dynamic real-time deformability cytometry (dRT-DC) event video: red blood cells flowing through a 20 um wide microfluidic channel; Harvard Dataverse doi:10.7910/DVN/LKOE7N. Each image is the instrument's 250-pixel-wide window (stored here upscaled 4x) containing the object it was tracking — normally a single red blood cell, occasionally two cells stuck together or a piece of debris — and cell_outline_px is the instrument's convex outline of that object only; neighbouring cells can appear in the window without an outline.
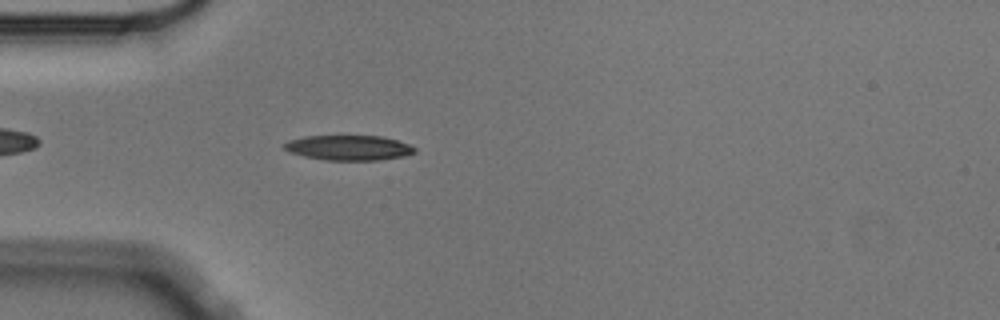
{"species": "Egyptian fruit bat (a non-hibernating species)", "species_latin": "Rousettus aegyptiacus", "temperature_condition": "cold", "stored_images_in_passage": 5, "camera_frame_rate_fps": 3000, "um_per_image_px": 0.085, "animal": {"sex": "male"}, "frame": {"image": 1, "passage_image": 5, "time_ms": 1.333, "image_size_px": [1000, 320], "cell_outline_px": [[416, 152], [404, 156], [380, 160], [324, 160], [304, 156], [288, 152], [284, 148], [284, 144], [288, 140], [304, 136], [380, 136], [396, 140], [408, 144], [416, 148]], "centroid_in_image_um": [29.62, 12.56], "position_along_channel_um": 55.4, "area_um2": 19.02}}